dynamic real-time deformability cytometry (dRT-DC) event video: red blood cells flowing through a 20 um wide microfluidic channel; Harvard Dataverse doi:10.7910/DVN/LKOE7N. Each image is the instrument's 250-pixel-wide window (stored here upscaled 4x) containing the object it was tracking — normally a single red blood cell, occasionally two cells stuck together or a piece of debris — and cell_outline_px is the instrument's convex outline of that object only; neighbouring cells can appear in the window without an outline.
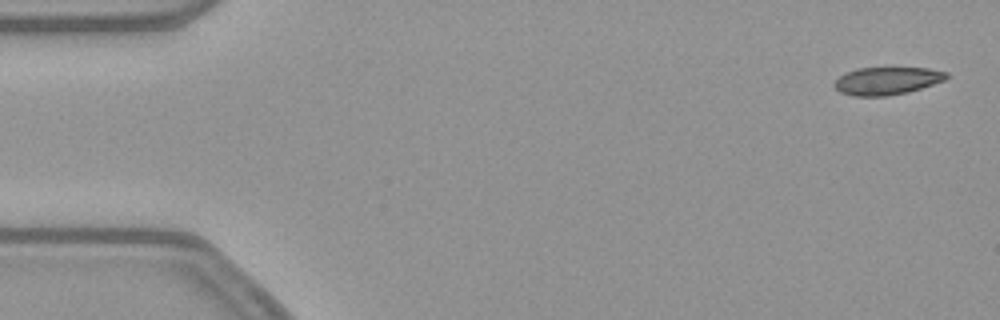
{"species": "common noctule bat (a hibernating species)", "species_latin": "Nyctalus noctula", "temperature_condition": "warm", "stored_images_in_passage": 53, "camera_frame_rate_fps": 3000, "um_per_image_px": 0.085, "animal": {"sex": "female", "body_mass_g": 21.9}, "frame": {"image": 1, "passage_image": 2, "time_ms": 0.333, "image_size_px": [1000, 320], "cell_outline_px": [[952, 76], [944, 80], [908, 92], [884, 96], [852, 96], [840, 92], [832, 84], [840, 76], [856, 68], [928, 68], [948, 72]], "centroid_in_image_um": [75.4, 6.87], "position_along_channel_um": 9.6, "area_um2": 18.03}}
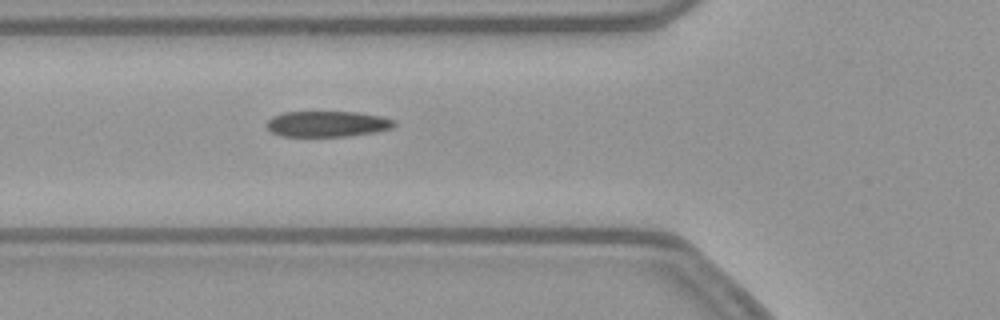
{"frame": {"image": 2, "passage_image": 19, "time_ms": 6.0, "image_size_px": [1000, 320], "cell_outline_px": [[396, 124], [392, 128], [376, 132], [348, 136], [280, 136], [272, 132], [268, 128], [268, 120], [272, 116], [284, 112], [360, 112], [380, 116], [396, 120]], "centroid_in_image_um": [27.86, 10.53], "position_along_channel_um": 97.9, "area_um2": 19.19}}
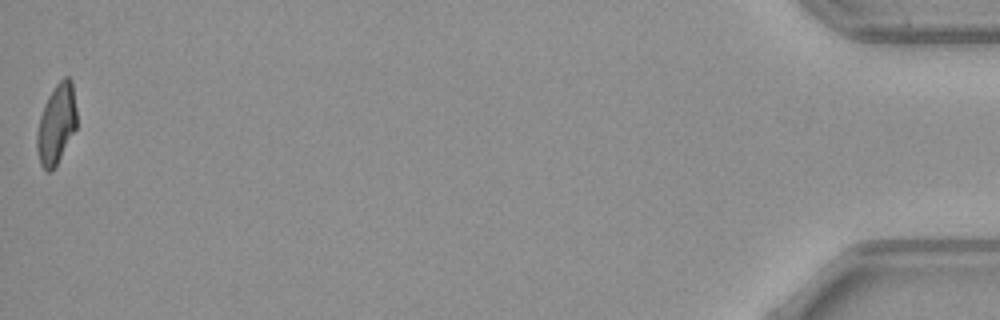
{"frame": {"image": 3, "passage_image": 53, "time_ms": 17.333, "image_size_px": [1000, 320], "cell_outline_px": [[76, 128], [52, 172], [48, 172], [40, 164], [36, 148], [36, 132], [40, 116], [44, 104], [48, 96], [56, 84], [64, 76], [68, 76], [72, 80], [76, 108]], "centroid_in_image_um": [4.78, 10.53], "position_along_channel_um": 430.4, "area_um2": 18.55}, "authors_computed_cell_mechanics": {"area_um2": 19.7098, "velocity_mm_per_s": 3.8704, "shape_relaxation_time_tau1_ms": null, "shape_relaxation_time_tau2_ms": 1.6654, "deformation_change_tau1": null, "deformation_change_tau2": 0.0927}}